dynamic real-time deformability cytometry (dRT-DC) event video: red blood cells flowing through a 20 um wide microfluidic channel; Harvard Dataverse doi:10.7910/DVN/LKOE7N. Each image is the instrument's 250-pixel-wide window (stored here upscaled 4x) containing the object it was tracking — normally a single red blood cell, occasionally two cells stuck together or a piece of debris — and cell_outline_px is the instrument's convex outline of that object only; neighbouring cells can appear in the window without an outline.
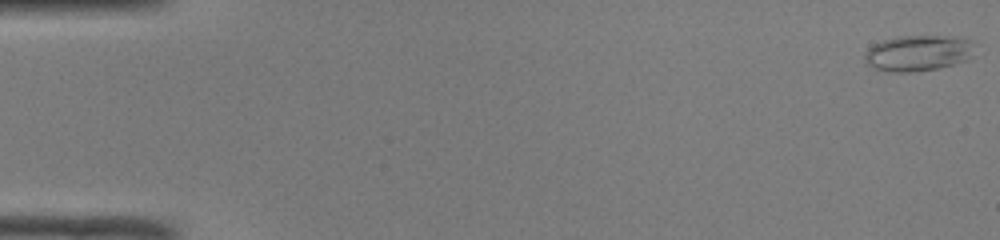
{"species": "common noctule bat (a hibernating species)", "species_latin": "Nyctalus noctula", "temperature_condition": "room temperature", "stored_images_in_passage": 50, "camera_frame_rate_fps": 3000, "um_per_image_px": 0.085, "animal": {"sex": "male", "body_mass_g": 19.0, "forearm_length_mm": 50.8}, "frame": {"image": 1, "passage_image": 1, "time_ms": 0.0, "image_size_px": [1000, 240], "cell_outline_px": [[968, 60], [936, 68], [912, 72], [892, 72], [876, 68], [868, 64], [864, 60], [864, 52], [872, 44], [884, 40], [900, 36], [940, 36], [968, 40]], "centroid_in_image_um": [77.88, 4.52], "position_along_channel_um": 7.1, "area_um2": 22.14}}
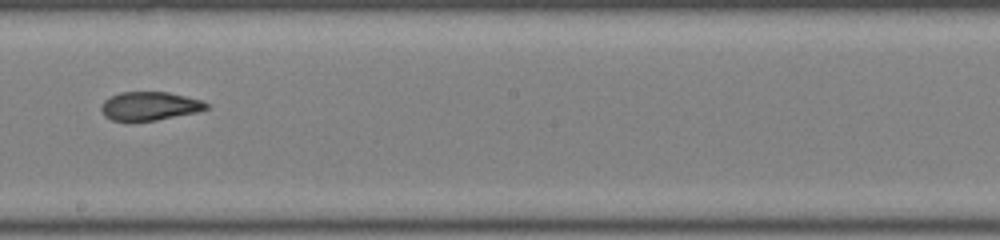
{"frame": {"image": 2, "passage_image": 29, "time_ms": 9.333, "image_size_px": [1000, 240], "cell_outline_px": [[208, 108], [196, 112], [156, 120], [112, 120], [104, 116], [100, 108], [104, 100], [120, 92], [168, 92], [200, 100], [208, 104]], "centroid_in_image_um": [12.69, 9.01], "position_along_channel_um": 235.5, "area_um2": 17.17}}
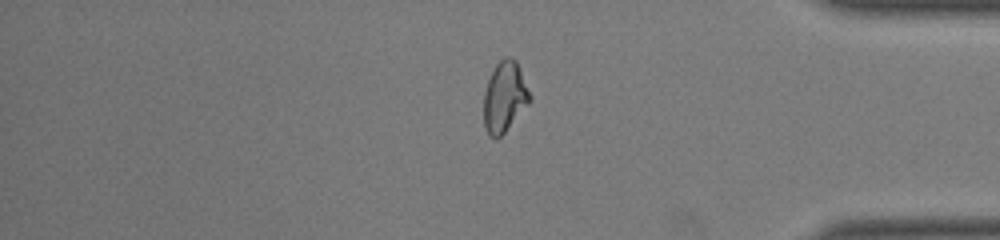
{"frame": {"image": 3, "passage_image": 42, "time_ms": 13.667, "image_size_px": [1000, 240], "cell_outline_px": [[532, 100], [504, 132], [496, 140], [488, 136], [484, 128], [484, 92], [488, 80], [496, 64], [504, 56], [508, 56], [516, 60], [532, 96]], "centroid_in_image_um": [42.89, 8.24], "position_along_channel_um": 392.3, "area_um2": 19.02}, "authors_computed_cell_mechanics": {"area_um2": 19.1896, "velocity_mm_per_s": 4.1263, "shape_relaxation_time_tau1_ms": null, "shape_relaxation_time_tau2_ms": 1.7042, "deformation_change_tau1": null, "deformation_change_tau2": 0.0823}}